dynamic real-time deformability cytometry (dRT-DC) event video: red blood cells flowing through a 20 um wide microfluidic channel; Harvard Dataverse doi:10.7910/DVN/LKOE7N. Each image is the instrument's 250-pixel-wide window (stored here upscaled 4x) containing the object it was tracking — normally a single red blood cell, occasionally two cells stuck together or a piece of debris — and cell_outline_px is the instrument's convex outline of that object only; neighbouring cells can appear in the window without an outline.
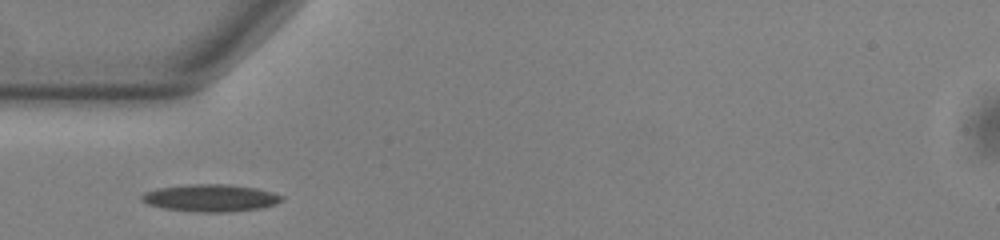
{"species": "common noctule bat (a hibernating species)", "species_latin": "Nyctalus noctula", "temperature_condition": "warm", "stored_images_in_passage": 36, "camera_frame_rate_fps": 3000, "um_per_image_px": 0.085, "animal": {"sex": "male", "body_mass_g": 13.0, "forearm_length_mm": 53.1}, "frame": {"image": 1, "passage_image": 1, "time_ms": 0.0, "image_size_px": [1000, 240], "cell_outline_px": [[284, 200], [276, 204], [260, 208], [232, 212], [192, 212], [164, 208], [148, 204], [140, 200], [140, 196], [144, 192], [156, 188], [192, 184], [224, 184], [256, 188], [272, 192], [284, 196]], "centroid_in_image_um": [17.89, 16.83], "position_along_channel_um": 67.1, "area_um2": 22.43}}
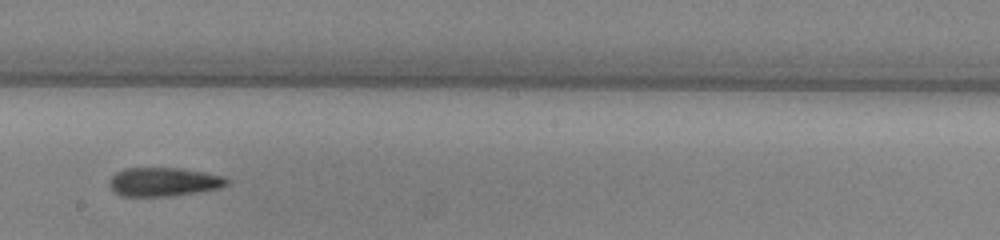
{"frame": {"image": 2, "passage_image": 14, "time_ms": 4.333, "image_size_px": [1000, 240], "cell_outline_px": [[232, 180], [228, 184], [220, 188], [196, 192], [168, 196], [120, 196], [112, 192], [108, 184], [108, 180], [116, 172], [124, 168], [180, 168], [204, 172], [224, 176]], "centroid_in_image_um": [13.89, 15.46], "position_along_channel_um": 234.3, "area_um2": 19.94}}
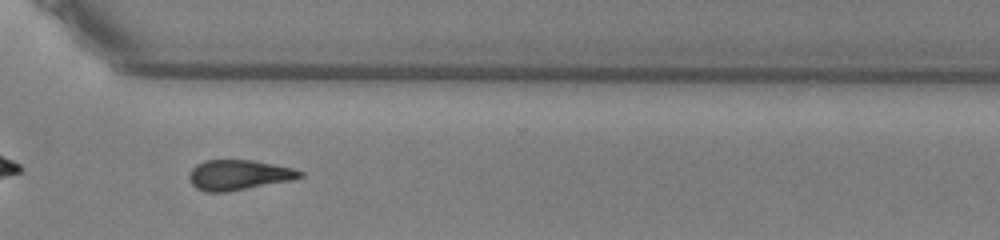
{"frame": {"image": 3, "passage_image": 23, "time_ms": 7.333, "image_size_px": [1000, 240], "cell_outline_px": [[304, 176], [292, 180], [228, 192], [204, 192], [196, 188], [188, 180], [188, 176], [192, 168], [196, 164], [204, 160], [252, 160], [292, 168], [304, 172]], "centroid_in_image_um": [20.26, 14.88], "position_along_channel_um": 350.3, "area_um2": 19.59}, "authors_computed_cell_mechanics": {"area_um2": 19.6809, "velocity_mm_per_s": 3.8543, "shape_relaxation_time_tau1_ms": 7.9145, "shape_relaxation_time_tau2_ms": 6.3508, "deformation_change_tau1": 0.1883, "deformation_change_tau2": 0.1901}}